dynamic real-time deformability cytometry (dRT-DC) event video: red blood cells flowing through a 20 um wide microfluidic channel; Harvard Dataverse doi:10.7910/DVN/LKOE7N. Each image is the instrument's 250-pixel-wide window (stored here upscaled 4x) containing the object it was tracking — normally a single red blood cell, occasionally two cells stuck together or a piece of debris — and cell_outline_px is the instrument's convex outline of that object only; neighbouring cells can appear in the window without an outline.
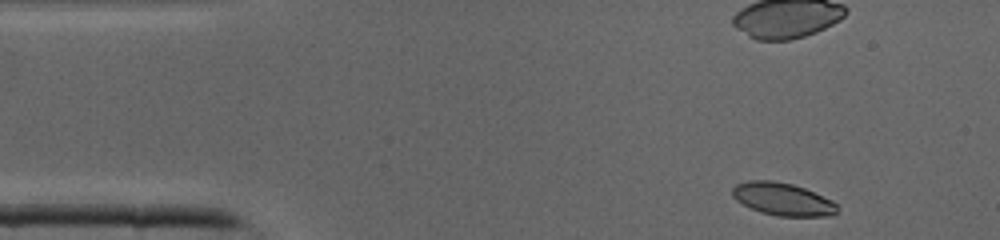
{"species": "common noctule bat (a hibernating species)", "species_latin": "Nyctalus noctula", "temperature_condition": "cold", "stored_images_in_passage": 29, "camera_frame_rate_fps": 3000, "um_per_image_px": 0.085, "animal": {"sex": "male", "body_mass_g": 19.0, "forearm_length_mm": 50.8}, "frame": {"image": 1, "passage_image": 1, "time_ms": 0.0, "image_size_px": [1000, 240], "cell_outline_px": [[836, 212], [832, 216], [776, 216], [760, 212], [736, 200], [732, 196], [732, 188], [736, 184], [748, 180], [772, 180], [792, 184], [804, 188], [832, 200], [836, 204]], "centroid_in_image_um": [66.51, 16.92], "position_along_channel_um": 18.5, "area_um2": 19.88}}